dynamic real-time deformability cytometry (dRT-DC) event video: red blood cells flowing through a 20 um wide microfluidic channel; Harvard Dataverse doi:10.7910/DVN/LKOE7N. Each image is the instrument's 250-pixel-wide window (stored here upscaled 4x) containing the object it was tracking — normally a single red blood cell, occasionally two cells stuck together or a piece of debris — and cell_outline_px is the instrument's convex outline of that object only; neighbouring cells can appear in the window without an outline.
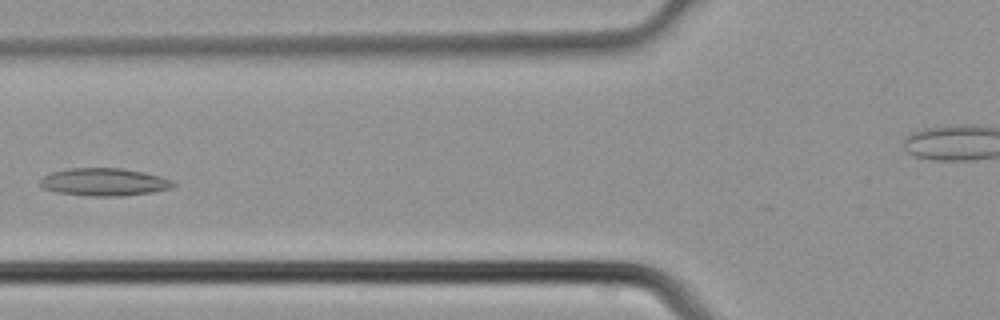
{"species": "common noctule bat (a hibernating species)", "species_latin": "Nyctalus noctula", "temperature_condition": "cold", "stored_images_in_passage": 5, "segment_of_instrument_passage": [1, 2], "camera_frame_rate_fps": 3000, "um_per_image_px": 0.085, "animal": {"sex": "male", "body_mass_g": 21.5, "forearm_length_mm": 52.0}, "frame": {"image": 1, "passage_image": 4, "time_ms": 1.0, "image_size_px": [1000, 320], "cell_outline_px": [[176, 184], [172, 188], [152, 192], [120, 196], [92, 196], [56, 192], [44, 188], [40, 184], [40, 180], [44, 176], [52, 172], [68, 168], [120, 168], [144, 172], [160, 176], [172, 180]], "centroid_in_image_um": [8.87, 15.47], "position_along_channel_um": 116.9, "area_um2": 21.39}}